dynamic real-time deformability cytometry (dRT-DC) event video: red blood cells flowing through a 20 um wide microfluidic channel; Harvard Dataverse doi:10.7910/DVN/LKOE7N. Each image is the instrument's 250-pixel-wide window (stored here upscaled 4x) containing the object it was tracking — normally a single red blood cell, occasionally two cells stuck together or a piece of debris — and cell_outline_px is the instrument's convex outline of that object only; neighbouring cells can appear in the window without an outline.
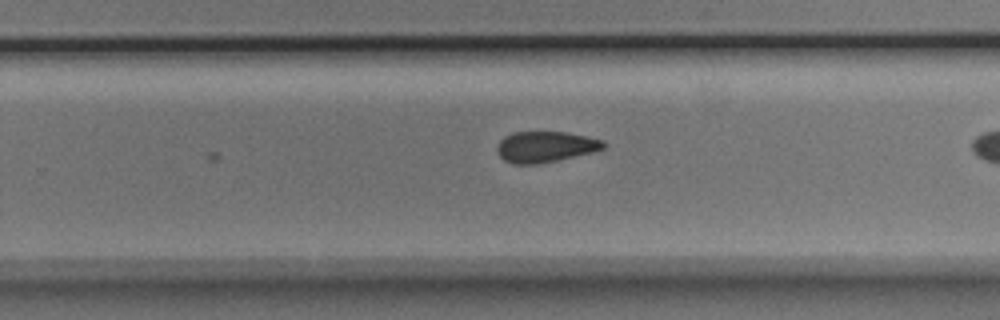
{"species": "Egyptian fruit bat (a non-hibernating species)", "species_latin": "Rousettus aegyptiacus", "temperature_condition": "room temperature", "stored_images_in_passage": 23, "camera_frame_rate_fps": 3000, "um_per_image_px": 0.085, "animal": {"sex": "male"}, "frame": {"image": 1, "passage_image": 23, "time_ms": 7.333, "image_size_px": [1000, 320], "cell_outline_px": [[608, 144], [604, 148], [592, 152], [540, 164], [512, 164], [504, 160], [496, 152], [496, 148], [500, 140], [504, 136], [512, 132], [568, 132], [588, 136], [604, 140]], "centroid_in_image_um": [46.36, 12.47], "position_along_channel_um": 283.4, "area_um2": 19.42}}